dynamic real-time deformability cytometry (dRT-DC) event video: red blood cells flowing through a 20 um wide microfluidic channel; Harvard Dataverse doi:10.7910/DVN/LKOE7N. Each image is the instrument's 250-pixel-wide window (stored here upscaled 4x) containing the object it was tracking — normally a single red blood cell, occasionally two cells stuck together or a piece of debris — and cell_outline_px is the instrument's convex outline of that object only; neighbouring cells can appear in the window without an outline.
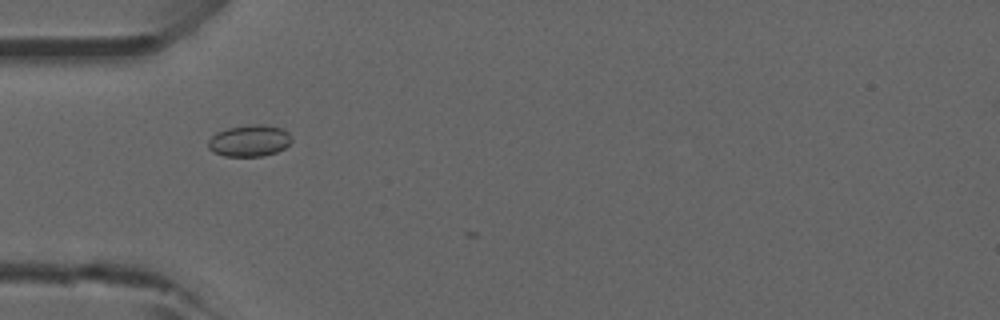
{"species": "common noctule bat (a hibernating species)", "species_latin": "Nyctalus noctula", "temperature_condition": "room temperature", "stored_images_in_passage": 9, "camera_frame_rate_fps": 3000, "um_per_image_px": 0.085, "animal": {"sex": "male", "forearm_length_mm": 52.5}, "frame": {"image": 1, "passage_image": 1, "time_ms": 0.0, "image_size_px": [1000, 320], "cell_outline_px": [[292, 140], [284, 148], [276, 152], [264, 156], [224, 156], [212, 152], [208, 148], [208, 140], [216, 132], [228, 128], [252, 124], [264, 124], [284, 128], [292, 136]], "centroid_in_image_um": [21.21, 11.95], "position_along_channel_um": 63.8, "area_um2": 15.55}}
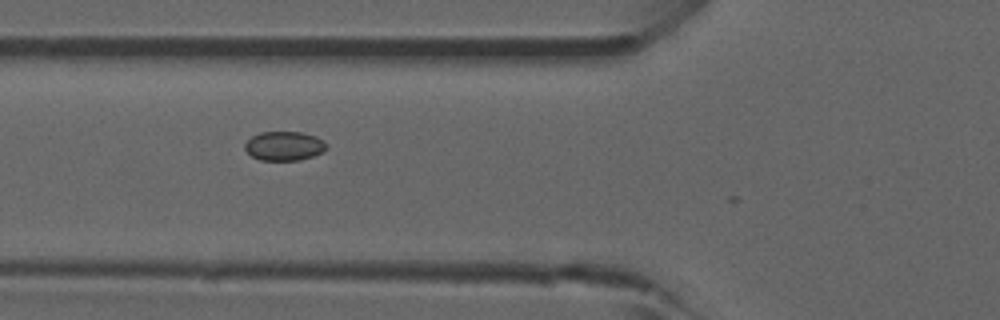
{"frame": {"image": 2, "passage_image": 4, "time_ms": 1.0, "image_size_px": [1000, 320], "cell_outline_px": [[328, 148], [324, 152], [300, 160], [260, 160], [252, 156], [244, 148], [244, 144], [252, 136], [260, 132], [304, 132], [316, 136], [324, 140], [328, 144]], "centroid_in_image_um": [24.2, 12.4], "position_along_channel_um": 101.6, "area_um2": 14.05}}
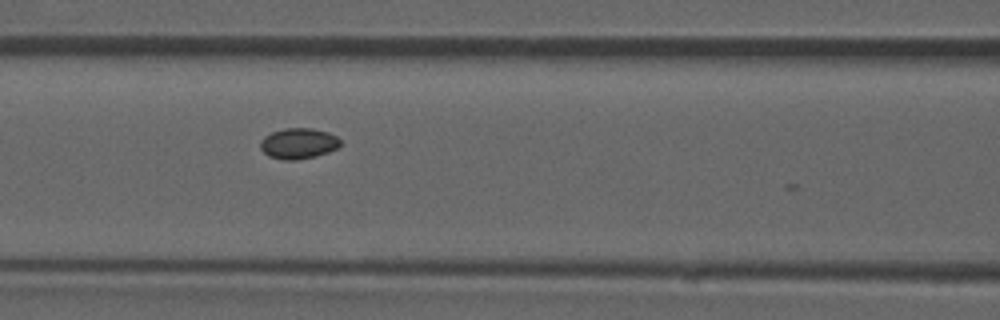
{"frame": {"image": 3, "passage_image": 7, "time_ms": 2.0, "image_size_px": [1000, 320], "cell_outline_px": [[340, 144], [336, 148], [328, 152], [316, 156], [296, 160], [284, 160], [268, 156], [260, 148], [260, 140], [264, 136], [272, 132], [284, 128], [312, 128], [328, 132], [336, 136], [340, 140]], "centroid_in_image_um": [25.34, 12.19], "position_along_channel_um": 141.3, "area_um2": 14.33}}